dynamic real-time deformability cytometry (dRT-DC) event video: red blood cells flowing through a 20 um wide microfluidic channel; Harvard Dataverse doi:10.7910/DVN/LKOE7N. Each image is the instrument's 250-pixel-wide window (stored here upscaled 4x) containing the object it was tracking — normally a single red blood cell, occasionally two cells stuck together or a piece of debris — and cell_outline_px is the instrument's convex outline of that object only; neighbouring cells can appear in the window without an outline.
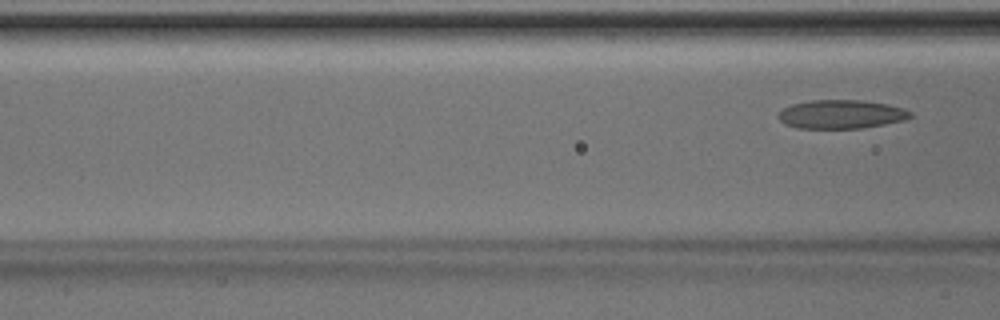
{"species": "Egyptian fruit bat (a non-hibernating species)", "species_latin": "Rousettus aegyptiacus", "temperature_condition": "room temperature", "stored_images_in_passage": 5, "camera_frame_rate_fps": 3000, "um_per_image_px": 0.085, "animal": {"sex": "male"}, "frame": {"image": 1, "passage_image": 5, "time_ms": 1.333, "image_size_px": [1000, 320], "cell_outline_px": [[912, 116], [904, 120], [864, 128], [796, 128], [784, 124], [776, 116], [784, 108], [792, 104], [812, 100], [864, 100], [888, 104], [904, 108], [912, 112]], "centroid_in_image_um": [71.51, 9.71], "position_along_channel_um": 95.1, "area_um2": 22.2}}